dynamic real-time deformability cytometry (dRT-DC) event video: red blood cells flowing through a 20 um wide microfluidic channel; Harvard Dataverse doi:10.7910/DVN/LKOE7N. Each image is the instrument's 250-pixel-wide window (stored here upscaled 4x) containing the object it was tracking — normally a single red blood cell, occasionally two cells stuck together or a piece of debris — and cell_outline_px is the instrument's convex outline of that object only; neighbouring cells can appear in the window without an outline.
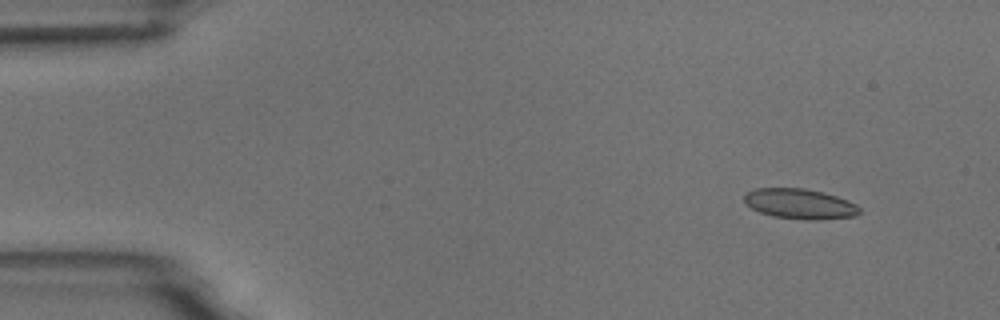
{"species": "common noctule bat (a hibernating species)", "species_latin": "Nyctalus noctula", "temperature_condition": "room temperature", "stored_images_in_passage": 4, "camera_frame_rate_fps": 3000, "um_per_image_px": 0.085, "animal": {"sex": "male", "body_mass_g": 18.8}, "frame": {"image": 1, "passage_image": 2, "time_ms": 1.0, "image_size_px": [1000, 320], "cell_outline_px": [[860, 212], [856, 216], [820, 220], [808, 220], [772, 216], [760, 212], [744, 204], [744, 196], [748, 192], [756, 188], [804, 188], [824, 192], [848, 200], [856, 204], [860, 208]], "centroid_in_image_um": [68.0, 17.33], "position_along_channel_um": 17.0, "area_um2": 20.4}}